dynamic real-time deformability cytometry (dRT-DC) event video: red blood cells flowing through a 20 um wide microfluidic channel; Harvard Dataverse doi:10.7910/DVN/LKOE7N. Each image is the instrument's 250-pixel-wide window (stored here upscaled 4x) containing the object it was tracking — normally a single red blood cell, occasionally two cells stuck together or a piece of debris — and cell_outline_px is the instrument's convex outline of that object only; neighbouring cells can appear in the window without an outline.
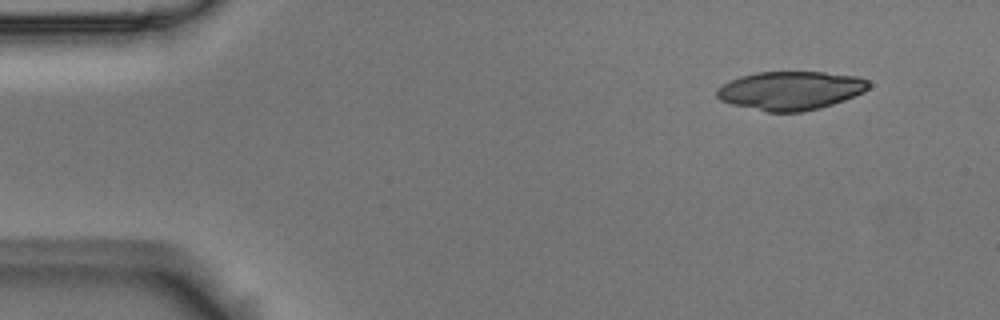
{"species": "Egyptian fruit bat (a non-hibernating species)", "species_latin": "Rousettus aegyptiacus", "temperature_condition": "room temperature", "stored_images_in_passage": 9, "camera_frame_rate_fps": 3000, "um_per_image_px": 0.085, "animal": {"sex": "male"}, "frame": {"image": 1, "passage_image": 1, "time_ms": 0.0, "image_size_px": [1000, 320], "cell_outline_px": [[872, 84], [864, 92], [844, 100], [820, 108], [800, 112], [768, 112], [732, 104], [720, 100], [716, 96], [716, 92], [724, 84], [740, 76], [756, 72], [824, 72], [856, 76], [868, 80]], "centroid_in_image_um": [67.23, 7.69], "position_along_channel_um": 17.8, "area_um2": 34.04}}